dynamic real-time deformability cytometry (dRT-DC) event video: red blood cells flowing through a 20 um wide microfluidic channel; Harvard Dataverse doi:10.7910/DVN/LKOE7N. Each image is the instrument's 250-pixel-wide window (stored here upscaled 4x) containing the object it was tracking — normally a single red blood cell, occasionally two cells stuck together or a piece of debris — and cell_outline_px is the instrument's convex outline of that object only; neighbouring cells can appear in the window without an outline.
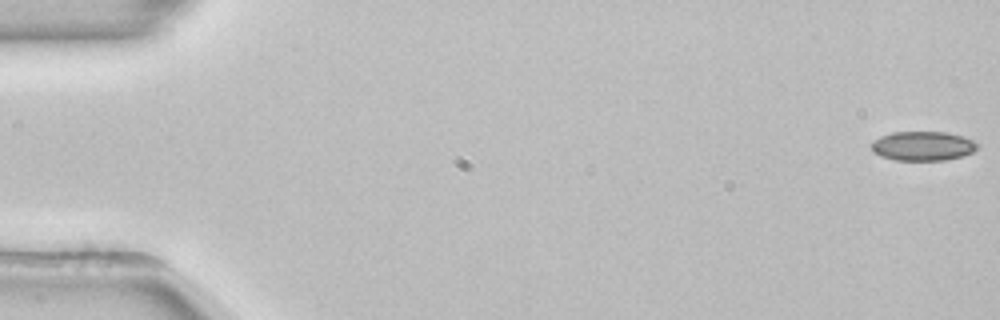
{"species": "common noctule bat (a hibernating species)", "species_latin": "Nyctalus noctula", "temperature_condition": "room temperature", "stored_images_in_passage": 54, "camera_frame_rate_fps": 3000, "um_per_image_px": 0.085, "animal": {"sex": "female", "body_mass_g": 22.7, "forearm_length_mm": 54.2}, "frame": {"image": 1, "passage_image": 1, "time_ms": 0.0, "image_size_px": [1000, 320], "cell_outline_px": [[976, 148], [972, 152], [960, 156], [944, 160], [896, 160], [880, 156], [872, 152], [868, 144], [872, 140], [880, 136], [892, 132], [944, 132], [960, 136], [972, 140], [976, 144]], "centroid_in_image_um": [78.32, 12.41], "position_along_channel_um": 6.7, "area_um2": 18.03}}
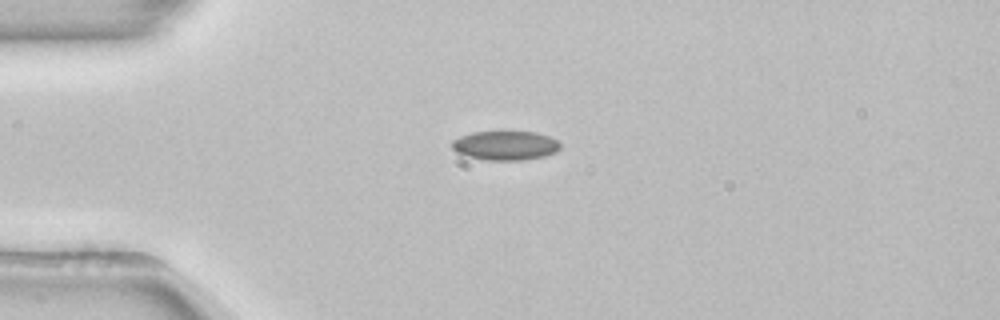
{"frame": {"image": 2, "passage_image": 14, "time_ms": 4.333, "image_size_px": [1000, 320], "cell_outline_px": [[560, 148], [556, 152], [544, 156], [524, 160], [484, 160], [464, 156], [456, 152], [452, 148], [452, 140], [460, 136], [472, 132], [536, 132], [552, 136], [560, 140]], "centroid_in_image_um": [42.97, 12.37], "position_along_channel_um": 42.0, "area_um2": 18.73}}
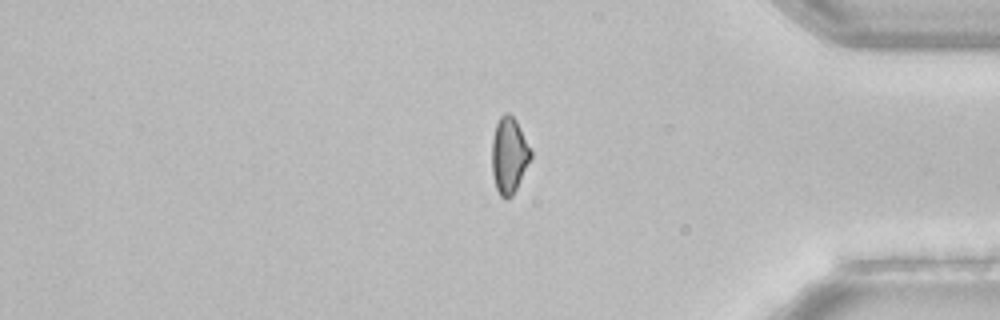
{"frame": {"image": 3, "passage_image": 45, "time_ms": 14.667, "image_size_px": [1000, 320], "cell_outline_px": [[532, 156], [512, 196], [508, 200], [504, 200], [500, 196], [496, 188], [492, 176], [492, 136], [496, 124], [500, 116], [504, 112], [508, 112], [516, 120], [532, 152]], "centroid_in_image_um": [43.24, 13.21], "position_along_channel_um": 392.0, "area_um2": 17.28}}